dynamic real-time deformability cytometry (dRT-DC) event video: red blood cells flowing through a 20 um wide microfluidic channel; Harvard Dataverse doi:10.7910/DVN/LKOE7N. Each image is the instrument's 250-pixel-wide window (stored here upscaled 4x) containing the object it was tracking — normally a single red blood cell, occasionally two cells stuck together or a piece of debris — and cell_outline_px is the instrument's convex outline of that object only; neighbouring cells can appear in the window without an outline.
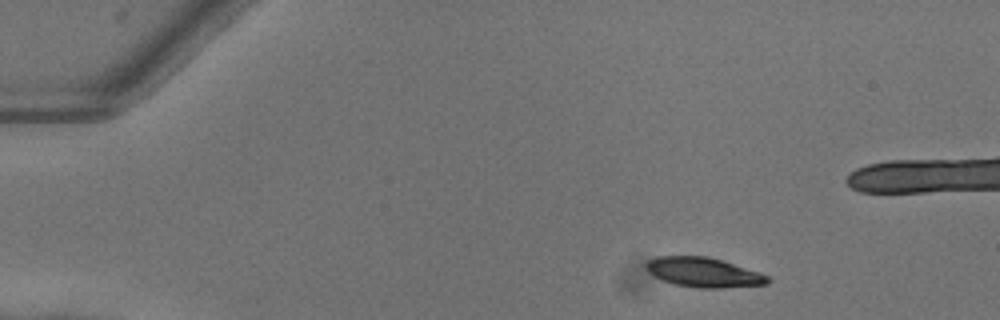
{"species": "common noctule bat (a hibernating species)", "species_latin": "Nyctalus noctula", "temperature_condition": "warm", "stored_images_in_passage": 43, "camera_frame_rate_fps": 3000, "um_per_image_px": 0.085, "animal": {"sex": "female"}, "frame": {"image": 1, "passage_image": 1, "time_ms": 0.0, "image_size_px": [1000, 320], "cell_outline_px": [[768, 284], [720, 288], [700, 288], [676, 284], [664, 280], [648, 272], [644, 264], [648, 260], [656, 256], [708, 256], [760, 272], [768, 276]], "centroid_in_image_um": [59.79, 23.14], "position_along_channel_um": 25.2, "area_um2": 20.81}}
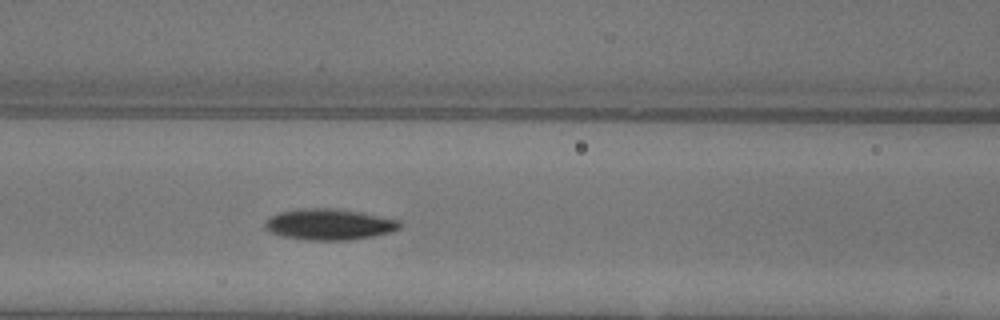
{"frame": {"image": 2, "passage_image": 16, "time_ms": 5.0, "image_size_px": [1000, 320], "cell_outline_px": [[400, 228], [392, 232], [372, 236], [348, 240], [308, 240], [284, 236], [268, 232], [264, 228], [264, 224], [272, 216], [280, 212], [300, 208], [336, 208], [360, 212], [400, 220]], "centroid_in_image_um": [27.98, 19.07], "position_along_channel_um": 138.6, "area_um2": 24.33}}
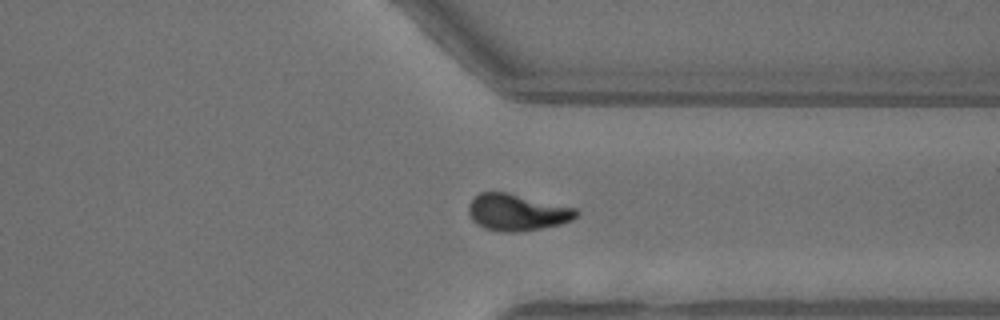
{"frame": {"image": 3, "passage_image": 33, "time_ms": 10.667, "image_size_px": [1000, 320], "cell_outline_px": [[580, 212], [572, 220], [560, 224], [520, 232], [504, 232], [484, 228], [476, 224], [472, 220], [468, 212], [468, 204], [480, 192], [508, 192], [576, 208]], "centroid_in_image_um": [43.94, 18.04], "position_along_channel_um": 367.5, "area_um2": 23.06}}